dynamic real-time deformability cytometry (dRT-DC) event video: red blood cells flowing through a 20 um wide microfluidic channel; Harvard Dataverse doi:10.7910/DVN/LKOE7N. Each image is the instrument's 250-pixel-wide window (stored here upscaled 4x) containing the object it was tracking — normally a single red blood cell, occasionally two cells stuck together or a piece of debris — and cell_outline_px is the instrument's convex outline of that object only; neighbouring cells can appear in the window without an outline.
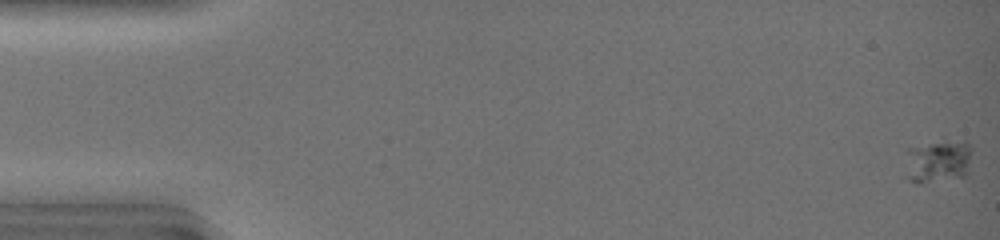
{"species": "common noctule bat (a hibernating species)", "species_latin": "Nyctalus noctula", "temperature_condition": "warm", "stored_images_in_passage": 16, "camera_frame_rate_fps": 3000, "um_per_image_px": 0.085, "animal": {"sex": "female", "body_mass_g": 19.0, "forearm_length_mm": 51.5}, "frame": {"image": 1, "passage_image": 1, "time_ms": 0.0, "image_size_px": [1000, 240], "cell_outline_px": [[972, 148], [968, 172], [964, 176], [920, 184], [916, 184], [908, 180], [908, 148], [932, 144], [964, 140]], "centroid_in_image_um": [79.78, 13.75], "position_along_channel_um": 5.2, "area_um2": 16.24}}
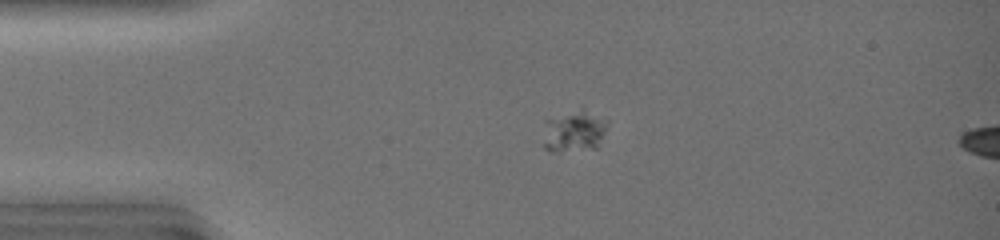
{"frame": {"image": 2, "passage_image": 12, "time_ms": 3.667, "image_size_px": [1000, 240], "cell_outline_px": [[608, 120], [604, 132], [596, 148], [556, 152], [548, 152], [544, 148], [544, 120], [580, 108]], "centroid_in_image_um": [48.75, 11.16], "position_along_channel_um": 36.3, "area_um2": 15.49}}